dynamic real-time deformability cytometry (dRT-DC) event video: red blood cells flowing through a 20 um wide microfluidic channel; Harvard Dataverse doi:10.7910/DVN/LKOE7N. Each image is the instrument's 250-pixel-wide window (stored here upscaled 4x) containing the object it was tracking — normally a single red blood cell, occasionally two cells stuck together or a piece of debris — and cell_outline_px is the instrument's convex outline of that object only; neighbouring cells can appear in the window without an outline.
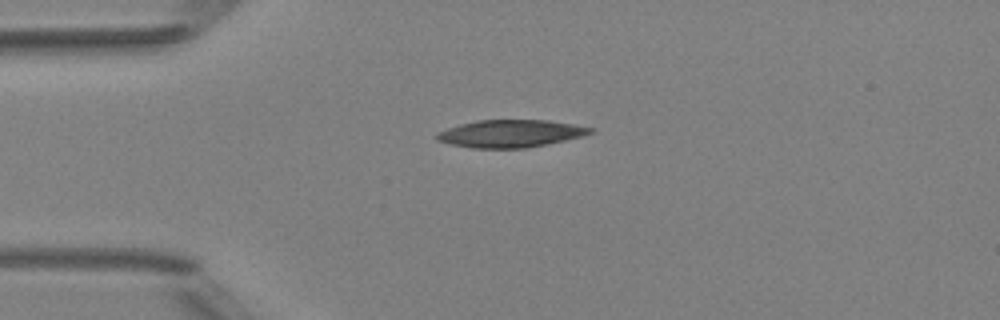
{"species": "Egyptian fruit bat (a non-hibernating species)", "species_latin": "Rousettus aegyptiacus", "temperature_condition": "room temperature", "stored_images_in_passage": 3, "camera_frame_rate_fps": 3000, "um_per_image_px": 0.085, "animal": {"sex": "female"}, "frame": {"image": 1, "passage_image": 1, "time_ms": 0.0, "image_size_px": [1000, 320], "cell_outline_px": [[596, 128], [592, 132], [584, 136], [524, 148], [472, 148], [448, 144], [436, 140], [436, 132], [460, 124], [476, 120], [548, 120]], "centroid_in_image_um": [43.36, 11.35], "position_along_channel_um": 41.6, "area_um2": 24.57}}
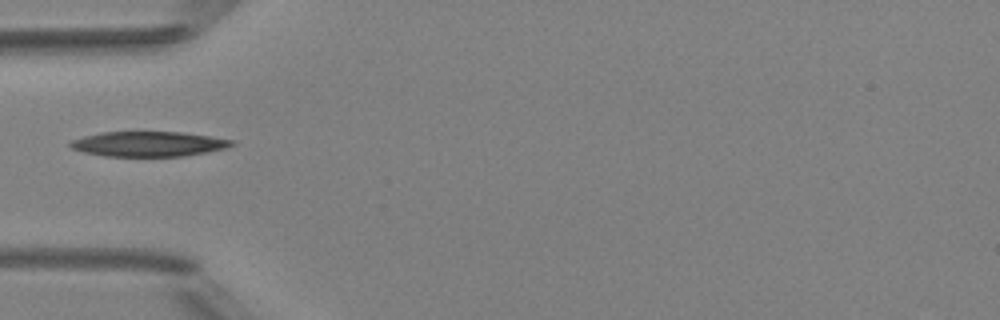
{"frame": {"image": 2, "passage_image": 2, "time_ms": 1.333, "image_size_px": [1000, 320], "cell_outline_px": [[236, 144], [224, 148], [184, 156], [104, 156], [84, 152], [72, 148], [68, 144], [72, 140], [84, 136], [100, 132], [184, 132], [236, 140]], "centroid_in_image_um": [12.64, 12.23], "position_along_channel_um": 72.4, "area_um2": 23.47}}
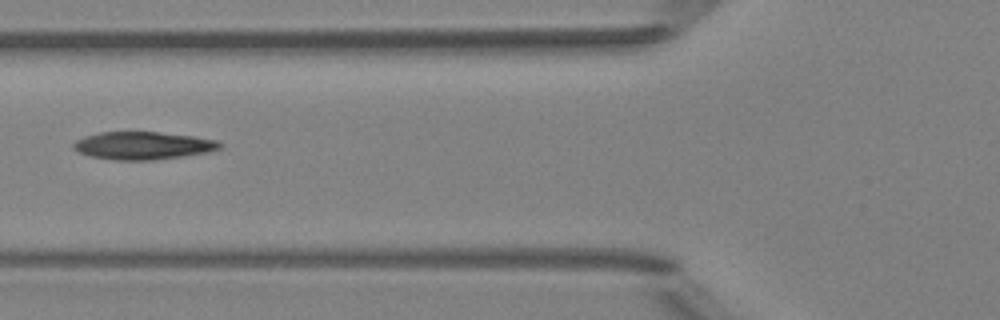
{"frame": {"image": 3, "passage_image": 3, "time_ms": 2.333, "image_size_px": [1000, 320], "cell_outline_px": [[224, 144], [220, 148], [208, 152], [184, 156], [152, 160], [116, 160], [92, 156], [80, 152], [72, 148], [72, 144], [76, 140], [84, 136], [100, 132], [160, 132], [192, 136], [216, 140]], "centroid_in_image_um": [12.16, 12.37], "position_along_channel_um": 113.6, "area_um2": 23.58}}